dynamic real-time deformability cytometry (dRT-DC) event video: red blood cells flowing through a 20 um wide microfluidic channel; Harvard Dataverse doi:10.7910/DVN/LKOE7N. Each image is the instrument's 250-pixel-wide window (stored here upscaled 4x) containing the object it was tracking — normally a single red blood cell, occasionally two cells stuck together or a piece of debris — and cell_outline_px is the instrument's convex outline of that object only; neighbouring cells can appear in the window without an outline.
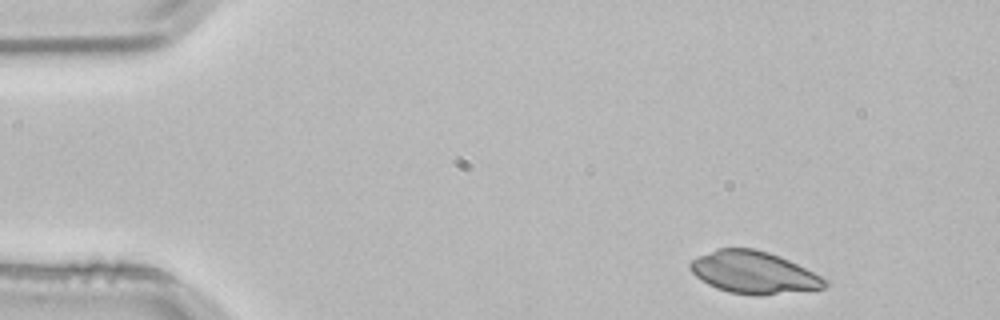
{"species": "common noctule bat (a hibernating species)", "species_latin": "Nyctalus noctula", "temperature_condition": "room temperature", "stored_images_in_passage": 3, "segment_of_instrument_passage": [1, 2], "camera_frame_rate_fps": 3000, "um_per_image_px": 0.085, "animal": {"sex": "male", "body_mass_g": 21.5, "forearm_length_mm": 52.0}, "frame": {"image": 1, "passage_image": 1, "time_ms": 0.0, "image_size_px": [1000, 320], "cell_outline_px": [[832, 284], [824, 288], [760, 296], [756, 296], [728, 292], [716, 288], [700, 280], [688, 268], [688, 264], [696, 256], [716, 248], [752, 248], [768, 252], [780, 256], [828, 280]], "centroid_in_image_um": [64.03, 23.16], "position_along_channel_um": 21.0, "area_um2": 33.35}}